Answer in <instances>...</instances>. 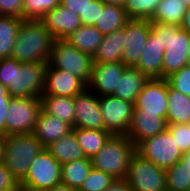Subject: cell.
<instances>
[{
    "mask_svg": "<svg viewBox=\"0 0 190 191\" xmlns=\"http://www.w3.org/2000/svg\"><path fill=\"white\" fill-rule=\"evenodd\" d=\"M48 63H21L13 57L0 58V82L11 97H41Z\"/></svg>",
    "mask_w": 190,
    "mask_h": 191,
    "instance_id": "cell-1",
    "label": "cell"
},
{
    "mask_svg": "<svg viewBox=\"0 0 190 191\" xmlns=\"http://www.w3.org/2000/svg\"><path fill=\"white\" fill-rule=\"evenodd\" d=\"M54 40L41 20H23L11 57L21 63H48Z\"/></svg>",
    "mask_w": 190,
    "mask_h": 191,
    "instance_id": "cell-2",
    "label": "cell"
},
{
    "mask_svg": "<svg viewBox=\"0 0 190 191\" xmlns=\"http://www.w3.org/2000/svg\"><path fill=\"white\" fill-rule=\"evenodd\" d=\"M151 30L160 36V43L165 49L162 61V78L166 79L172 73L188 65V46L190 34L179 25L152 23Z\"/></svg>",
    "mask_w": 190,
    "mask_h": 191,
    "instance_id": "cell-3",
    "label": "cell"
},
{
    "mask_svg": "<svg viewBox=\"0 0 190 191\" xmlns=\"http://www.w3.org/2000/svg\"><path fill=\"white\" fill-rule=\"evenodd\" d=\"M135 152L136 146L126 135H111L99 152L90 158L92 168L110 174L115 179H125Z\"/></svg>",
    "mask_w": 190,
    "mask_h": 191,
    "instance_id": "cell-4",
    "label": "cell"
},
{
    "mask_svg": "<svg viewBox=\"0 0 190 191\" xmlns=\"http://www.w3.org/2000/svg\"><path fill=\"white\" fill-rule=\"evenodd\" d=\"M45 147L32 134L6 136L3 164L20 182L27 174L31 161Z\"/></svg>",
    "mask_w": 190,
    "mask_h": 191,
    "instance_id": "cell-5",
    "label": "cell"
},
{
    "mask_svg": "<svg viewBox=\"0 0 190 191\" xmlns=\"http://www.w3.org/2000/svg\"><path fill=\"white\" fill-rule=\"evenodd\" d=\"M48 64L68 72L87 85L91 77L93 57L79 51L65 39H55Z\"/></svg>",
    "mask_w": 190,
    "mask_h": 191,
    "instance_id": "cell-6",
    "label": "cell"
},
{
    "mask_svg": "<svg viewBox=\"0 0 190 191\" xmlns=\"http://www.w3.org/2000/svg\"><path fill=\"white\" fill-rule=\"evenodd\" d=\"M41 110L40 97H12L6 114V136L32 133Z\"/></svg>",
    "mask_w": 190,
    "mask_h": 191,
    "instance_id": "cell-7",
    "label": "cell"
},
{
    "mask_svg": "<svg viewBox=\"0 0 190 191\" xmlns=\"http://www.w3.org/2000/svg\"><path fill=\"white\" fill-rule=\"evenodd\" d=\"M133 191H165V169L135 152L129 162L125 178Z\"/></svg>",
    "mask_w": 190,
    "mask_h": 191,
    "instance_id": "cell-8",
    "label": "cell"
},
{
    "mask_svg": "<svg viewBox=\"0 0 190 191\" xmlns=\"http://www.w3.org/2000/svg\"><path fill=\"white\" fill-rule=\"evenodd\" d=\"M136 152L165 170L179 162L183 156L175 139L167 129L141 141L136 146Z\"/></svg>",
    "mask_w": 190,
    "mask_h": 191,
    "instance_id": "cell-9",
    "label": "cell"
},
{
    "mask_svg": "<svg viewBox=\"0 0 190 191\" xmlns=\"http://www.w3.org/2000/svg\"><path fill=\"white\" fill-rule=\"evenodd\" d=\"M61 183V164L44 148L30 163L21 187L50 190Z\"/></svg>",
    "mask_w": 190,
    "mask_h": 191,
    "instance_id": "cell-10",
    "label": "cell"
},
{
    "mask_svg": "<svg viewBox=\"0 0 190 191\" xmlns=\"http://www.w3.org/2000/svg\"><path fill=\"white\" fill-rule=\"evenodd\" d=\"M100 113L106 131L112 135H127L134 111V103L114 95L99 97Z\"/></svg>",
    "mask_w": 190,
    "mask_h": 191,
    "instance_id": "cell-11",
    "label": "cell"
},
{
    "mask_svg": "<svg viewBox=\"0 0 190 191\" xmlns=\"http://www.w3.org/2000/svg\"><path fill=\"white\" fill-rule=\"evenodd\" d=\"M168 107V81L164 78L149 79L137 95L134 109L166 119Z\"/></svg>",
    "mask_w": 190,
    "mask_h": 191,
    "instance_id": "cell-12",
    "label": "cell"
},
{
    "mask_svg": "<svg viewBox=\"0 0 190 191\" xmlns=\"http://www.w3.org/2000/svg\"><path fill=\"white\" fill-rule=\"evenodd\" d=\"M152 23L150 20L130 19L124 25L125 40L122 53V63L126 67L138 64L146 40L150 34Z\"/></svg>",
    "mask_w": 190,
    "mask_h": 191,
    "instance_id": "cell-13",
    "label": "cell"
},
{
    "mask_svg": "<svg viewBox=\"0 0 190 191\" xmlns=\"http://www.w3.org/2000/svg\"><path fill=\"white\" fill-rule=\"evenodd\" d=\"M74 127L106 130L99 107V96L86 88L74 97Z\"/></svg>",
    "mask_w": 190,
    "mask_h": 191,
    "instance_id": "cell-14",
    "label": "cell"
},
{
    "mask_svg": "<svg viewBox=\"0 0 190 191\" xmlns=\"http://www.w3.org/2000/svg\"><path fill=\"white\" fill-rule=\"evenodd\" d=\"M125 68L122 62L93 63L87 88L99 97L113 95Z\"/></svg>",
    "mask_w": 190,
    "mask_h": 191,
    "instance_id": "cell-15",
    "label": "cell"
},
{
    "mask_svg": "<svg viewBox=\"0 0 190 191\" xmlns=\"http://www.w3.org/2000/svg\"><path fill=\"white\" fill-rule=\"evenodd\" d=\"M87 88L79 78L66 71L51 67L49 64L45 71V86L42 95L75 97Z\"/></svg>",
    "mask_w": 190,
    "mask_h": 191,
    "instance_id": "cell-16",
    "label": "cell"
},
{
    "mask_svg": "<svg viewBox=\"0 0 190 191\" xmlns=\"http://www.w3.org/2000/svg\"><path fill=\"white\" fill-rule=\"evenodd\" d=\"M167 129V122L159 115L146 114L141 109H134L127 137L137 146L146 138L158 135Z\"/></svg>",
    "mask_w": 190,
    "mask_h": 191,
    "instance_id": "cell-17",
    "label": "cell"
},
{
    "mask_svg": "<svg viewBox=\"0 0 190 191\" xmlns=\"http://www.w3.org/2000/svg\"><path fill=\"white\" fill-rule=\"evenodd\" d=\"M41 21L55 39L68 38L82 25L79 15L60 4L53 10L48 11Z\"/></svg>",
    "mask_w": 190,
    "mask_h": 191,
    "instance_id": "cell-18",
    "label": "cell"
},
{
    "mask_svg": "<svg viewBox=\"0 0 190 191\" xmlns=\"http://www.w3.org/2000/svg\"><path fill=\"white\" fill-rule=\"evenodd\" d=\"M165 49L160 43V36L151 30L142 54L135 66L149 79L162 78V61Z\"/></svg>",
    "mask_w": 190,
    "mask_h": 191,
    "instance_id": "cell-19",
    "label": "cell"
},
{
    "mask_svg": "<svg viewBox=\"0 0 190 191\" xmlns=\"http://www.w3.org/2000/svg\"><path fill=\"white\" fill-rule=\"evenodd\" d=\"M73 127L41 110L32 134L46 148L52 142L72 132Z\"/></svg>",
    "mask_w": 190,
    "mask_h": 191,
    "instance_id": "cell-20",
    "label": "cell"
},
{
    "mask_svg": "<svg viewBox=\"0 0 190 191\" xmlns=\"http://www.w3.org/2000/svg\"><path fill=\"white\" fill-rule=\"evenodd\" d=\"M125 37L123 28L103 35L102 43L93 56V63L122 62Z\"/></svg>",
    "mask_w": 190,
    "mask_h": 191,
    "instance_id": "cell-21",
    "label": "cell"
},
{
    "mask_svg": "<svg viewBox=\"0 0 190 191\" xmlns=\"http://www.w3.org/2000/svg\"><path fill=\"white\" fill-rule=\"evenodd\" d=\"M148 80L149 78L136 67H126L113 95L122 100L135 103L137 95Z\"/></svg>",
    "mask_w": 190,
    "mask_h": 191,
    "instance_id": "cell-22",
    "label": "cell"
},
{
    "mask_svg": "<svg viewBox=\"0 0 190 191\" xmlns=\"http://www.w3.org/2000/svg\"><path fill=\"white\" fill-rule=\"evenodd\" d=\"M42 110L74 128L75 106L74 98L69 96L42 95L40 97Z\"/></svg>",
    "mask_w": 190,
    "mask_h": 191,
    "instance_id": "cell-23",
    "label": "cell"
},
{
    "mask_svg": "<svg viewBox=\"0 0 190 191\" xmlns=\"http://www.w3.org/2000/svg\"><path fill=\"white\" fill-rule=\"evenodd\" d=\"M46 149L62 165L77 159L85 158V154L78 143L75 134L62 136L57 141L52 142Z\"/></svg>",
    "mask_w": 190,
    "mask_h": 191,
    "instance_id": "cell-24",
    "label": "cell"
},
{
    "mask_svg": "<svg viewBox=\"0 0 190 191\" xmlns=\"http://www.w3.org/2000/svg\"><path fill=\"white\" fill-rule=\"evenodd\" d=\"M65 40L79 51L93 57L102 43L103 34L94 25H81Z\"/></svg>",
    "mask_w": 190,
    "mask_h": 191,
    "instance_id": "cell-25",
    "label": "cell"
},
{
    "mask_svg": "<svg viewBox=\"0 0 190 191\" xmlns=\"http://www.w3.org/2000/svg\"><path fill=\"white\" fill-rule=\"evenodd\" d=\"M190 121V96L173 89L168 83L167 124H187Z\"/></svg>",
    "mask_w": 190,
    "mask_h": 191,
    "instance_id": "cell-26",
    "label": "cell"
},
{
    "mask_svg": "<svg viewBox=\"0 0 190 191\" xmlns=\"http://www.w3.org/2000/svg\"><path fill=\"white\" fill-rule=\"evenodd\" d=\"M129 20L124 7L105 4L103 8H99L98 21L94 26L106 35L124 28Z\"/></svg>",
    "mask_w": 190,
    "mask_h": 191,
    "instance_id": "cell-27",
    "label": "cell"
},
{
    "mask_svg": "<svg viewBox=\"0 0 190 191\" xmlns=\"http://www.w3.org/2000/svg\"><path fill=\"white\" fill-rule=\"evenodd\" d=\"M188 8L185 0H161L150 22L180 26Z\"/></svg>",
    "mask_w": 190,
    "mask_h": 191,
    "instance_id": "cell-28",
    "label": "cell"
},
{
    "mask_svg": "<svg viewBox=\"0 0 190 191\" xmlns=\"http://www.w3.org/2000/svg\"><path fill=\"white\" fill-rule=\"evenodd\" d=\"M76 136L78 143L80 144L85 157L92 158L99 150L105 145L108 138L112 135L106 130H95V129H83L76 128L72 129Z\"/></svg>",
    "mask_w": 190,
    "mask_h": 191,
    "instance_id": "cell-29",
    "label": "cell"
},
{
    "mask_svg": "<svg viewBox=\"0 0 190 191\" xmlns=\"http://www.w3.org/2000/svg\"><path fill=\"white\" fill-rule=\"evenodd\" d=\"M91 169V159L87 157L62 164L61 182L79 190Z\"/></svg>",
    "mask_w": 190,
    "mask_h": 191,
    "instance_id": "cell-30",
    "label": "cell"
},
{
    "mask_svg": "<svg viewBox=\"0 0 190 191\" xmlns=\"http://www.w3.org/2000/svg\"><path fill=\"white\" fill-rule=\"evenodd\" d=\"M23 19L0 15V58L11 57Z\"/></svg>",
    "mask_w": 190,
    "mask_h": 191,
    "instance_id": "cell-31",
    "label": "cell"
},
{
    "mask_svg": "<svg viewBox=\"0 0 190 191\" xmlns=\"http://www.w3.org/2000/svg\"><path fill=\"white\" fill-rule=\"evenodd\" d=\"M167 191H190V171L180 162L165 170Z\"/></svg>",
    "mask_w": 190,
    "mask_h": 191,
    "instance_id": "cell-32",
    "label": "cell"
},
{
    "mask_svg": "<svg viewBox=\"0 0 190 191\" xmlns=\"http://www.w3.org/2000/svg\"><path fill=\"white\" fill-rule=\"evenodd\" d=\"M161 0H126L124 9L129 19L150 20Z\"/></svg>",
    "mask_w": 190,
    "mask_h": 191,
    "instance_id": "cell-33",
    "label": "cell"
},
{
    "mask_svg": "<svg viewBox=\"0 0 190 191\" xmlns=\"http://www.w3.org/2000/svg\"><path fill=\"white\" fill-rule=\"evenodd\" d=\"M60 0H23V20H41Z\"/></svg>",
    "mask_w": 190,
    "mask_h": 191,
    "instance_id": "cell-34",
    "label": "cell"
},
{
    "mask_svg": "<svg viewBox=\"0 0 190 191\" xmlns=\"http://www.w3.org/2000/svg\"><path fill=\"white\" fill-rule=\"evenodd\" d=\"M114 180L110 174L92 168L78 191H105Z\"/></svg>",
    "mask_w": 190,
    "mask_h": 191,
    "instance_id": "cell-35",
    "label": "cell"
},
{
    "mask_svg": "<svg viewBox=\"0 0 190 191\" xmlns=\"http://www.w3.org/2000/svg\"><path fill=\"white\" fill-rule=\"evenodd\" d=\"M169 85L186 96H190V65L183 66L179 71L168 76Z\"/></svg>",
    "mask_w": 190,
    "mask_h": 191,
    "instance_id": "cell-36",
    "label": "cell"
},
{
    "mask_svg": "<svg viewBox=\"0 0 190 191\" xmlns=\"http://www.w3.org/2000/svg\"><path fill=\"white\" fill-rule=\"evenodd\" d=\"M167 130L175 139L182 154L190 151V127L188 124H167Z\"/></svg>",
    "mask_w": 190,
    "mask_h": 191,
    "instance_id": "cell-37",
    "label": "cell"
},
{
    "mask_svg": "<svg viewBox=\"0 0 190 191\" xmlns=\"http://www.w3.org/2000/svg\"><path fill=\"white\" fill-rule=\"evenodd\" d=\"M20 182L2 163L0 164V191H19Z\"/></svg>",
    "mask_w": 190,
    "mask_h": 191,
    "instance_id": "cell-38",
    "label": "cell"
},
{
    "mask_svg": "<svg viewBox=\"0 0 190 191\" xmlns=\"http://www.w3.org/2000/svg\"><path fill=\"white\" fill-rule=\"evenodd\" d=\"M0 15L23 19V0H0Z\"/></svg>",
    "mask_w": 190,
    "mask_h": 191,
    "instance_id": "cell-39",
    "label": "cell"
},
{
    "mask_svg": "<svg viewBox=\"0 0 190 191\" xmlns=\"http://www.w3.org/2000/svg\"><path fill=\"white\" fill-rule=\"evenodd\" d=\"M92 0H60V5L79 15L80 22L85 25V10Z\"/></svg>",
    "mask_w": 190,
    "mask_h": 191,
    "instance_id": "cell-40",
    "label": "cell"
},
{
    "mask_svg": "<svg viewBox=\"0 0 190 191\" xmlns=\"http://www.w3.org/2000/svg\"><path fill=\"white\" fill-rule=\"evenodd\" d=\"M101 0H92L85 10V25H94L98 21L99 8L104 7Z\"/></svg>",
    "mask_w": 190,
    "mask_h": 191,
    "instance_id": "cell-41",
    "label": "cell"
},
{
    "mask_svg": "<svg viewBox=\"0 0 190 191\" xmlns=\"http://www.w3.org/2000/svg\"><path fill=\"white\" fill-rule=\"evenodd\" d=\"M105 191H133L126 179H115Z\"/></svg>",
    "mask_w": 190,
    "mask_h": 191,
    "instance_id": "cell-42",
    "label": "cell"
},
{
    "mask_svg": "<svg viewBox=\"0 0 190 191\" xmlns=\"http://www.w3.org/2000/svg\"><path fill=\"white\" fill-rule=\"evenodd\" d=\"M9 102H0V134L6 136V114Z\"/></svg>",
    "mask_w": 190,
    "mask_h": 191,
    "instance_id": "cell-43",
    "label": "cell"
},
{
    "mask_svg": "<svg viewBox=\"0 0 190 191\" xmlns=\"http://www.w3.org/2000/svg\"><path fill=\"white\" fill-rule=\"evenodd\" d=\"M180 28L185 30L188 34H190V7L184 15Z\"/></svg>",
    "mask_w": 190,
    "mask_h": 191,
    "instance_id": "cell-44",
    "label": "cell"
},
{
    "mask_svg": "<svg viewBox=\"0 0 190 191\" xmlns=\"http://www.w3.org/2000/svg\"><path fill=\"white\" fill-rule=\"evenodd\" d=\"M11 98L7 88L0 82V102H10Z\"/></svg>",
    "mask_w": 190,
    "mask_h": 191,
    "instance_id": "cell-45",
    "label": "cell"
},
{
    "mask_svg": "<svg viewBox=\"0 0 190 191\" xmlns=\"http://www.w3.org/2000/svg\"><path fill=\"white\" fill-rule=\"evenodd\" d=\"M48 191H78V190H76L74 188H71L67 184H64V183L61 182V183L55 185L54 187H52Z\"/></svg>",
    "mask_w": 190,
    "mask_h": 191,
    "instance_id": "cell-46",
    "label": "cell"
},
{
    "mask_svg": "<svg viewBox=\"0 0 190 191\" xmlns=\"http://www.w3.org/2000/svg\"><path fill=\"white\" fill-rule=\"evenodd\" d=\"M179 162L190 171V151L183 153L182 158L179 160Z\"/></svg>",
    "mask_w": 190,
    "mask_h": 191,
    "instance_id": "cell-47",
    "label": "cell"
},
{
    "mask_svg": "<svg viewBox=\"0 0 190 191\" xmlns=\"http://www.w3.org/2000/svg\"><path fill=\"white\" fill-rule=\"evenodd\" d=\"M5 140L6 136L0 134V164H2L4 160Z\"/></svg>",
    "mask_w": 190,
    "mask_h": 191,
    "instance_id": "cell-48",
    "label": "cell"
},
{
    "mask_svg": "<svg viewBox=\"0 0 190 191\" xmlns=\"http://www.w3.org/2000/svg\"><path fill=\"white\" fill-rule=\"evenodd\" d=\"M104 4L124 7L126 0H101Z\"/></svg>",
    "mask_w": 190,
    "mask_h": 191,
    "instance_id": "cell-49",
    "label": "cell"
},
{
    "mask_svg": "<svg viewBox=\"0 0 190 191\" xmlns=\"http://www.w3.org/2000/svg\"><path fill=\"white\" fill-rule=\"evenodd\" d=\"M19 191H48V190L20 186Z\"/></svg>",
    "mask_w": 190,
    "mask_h": 191,
    "instance_id": "cell-50",
    "label": "cell"
},
{
    "mask_svg": "<svg viewBox=\"0 0 190 191\" xmlns=\"http://www.w3.org/2000/svg\"><path fill=\"white\" fill-rule=\"evenodd\" d=\"M187 57H188V65H190V41H189V46H188Z\"/></svg>",
    "mask_w": 190,
    "mask_h": 191,
    "instance_id": "cell-51",
    "label": "cell"
},
{
    "mask_svg": "<svg viewBox=\"0 0 190 191\" xmlns=\"http://www.w3.org/2000/svg\"><path fill=\"white\" fill-rule=\"evenodd\" d=\"M188 7H190V0H185Z\"/></svg>",
    "mask_w": 190,
    "mask_h": 191,
    "instance_id": "cell-52",
    "label": "cell"
}]
</instances>
